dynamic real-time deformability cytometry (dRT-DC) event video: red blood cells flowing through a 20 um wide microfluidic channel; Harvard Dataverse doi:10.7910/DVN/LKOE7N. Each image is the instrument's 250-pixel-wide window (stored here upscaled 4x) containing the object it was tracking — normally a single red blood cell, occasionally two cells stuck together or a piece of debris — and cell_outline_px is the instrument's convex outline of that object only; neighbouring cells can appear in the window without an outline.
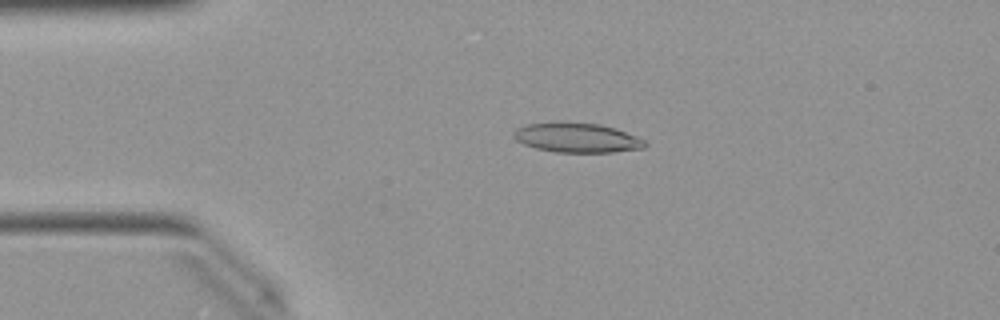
{"species": "Egyptian fruit bat (a non-hibernating species)", "species_latin": "Rousettus aegyptiacus", "temperature_condition": "warm", "stored_images_in_passage": 40, "camera_frame_rate_fps": 3000, "um_per_image_px": 0.085, "animal": {"sex": "female"}, "frame": {"image": 1, "passage_image": 1, "time_ms": 0.0, "image_size_px": [1000, 320], "cell_outline_px": [[648, 144], [644, 148], [612, 152], [556, 152], [536, 148], [524, 144], [516, 140], [512, 136], [512, 132], [516, 128], [524, 124], [552, 120], [564, 120], [600, 124], [616, 128], [636, 136], [644, 140]], "centroid_in_image_um": [48.98, 11.66], "position_along_channel_um": 36.0, "area_um2": 23.35}}
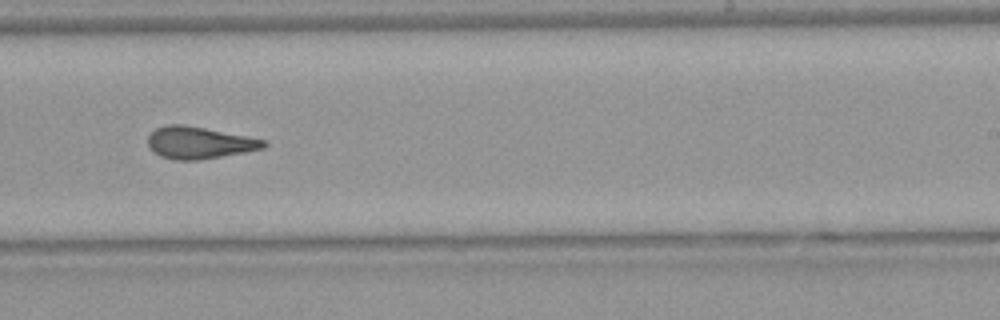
{"frame": {"image": 2, "passage_image": 21, "time_ms": 6.667, "image_size_px": [1000, 320], "cell_outline_px": [[268, 144], [264, 148], [244, 152], [200, 160], [172, 160], [160, 156], [152, 152], [148, 148], [148, 136], [156, 128], [164, 124], [184, 124], [248, 136], [268, 140]], "centroid_in_image_um": [16.91, 12.13], "position_along_channel_um": 272.1, "area_um2": 21.91}}
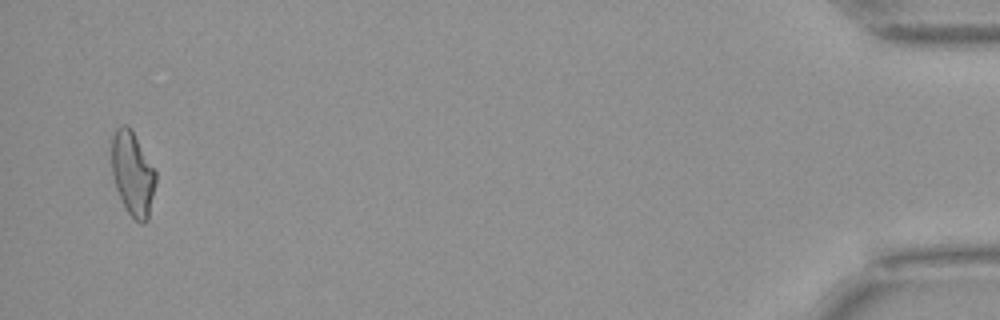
{"frame": {"image": 3, "passage_image": 39, "time_ms": 12.667, "image_size_px": [1000, 320], "cell_outline_px": [[156, 184], [148, 220], [144, 224], [140, 224], [128, 212], [116, 188], [112, 176], [112, 136], [116, 128], [124, 124], [128, 124], [156, 172]], "centroid_in_image_um": [11.28, 14.77], "position_along_channel_um": 423.9, "area_um2": 21.44}, "authors_computed_cell_mechanics": {"area_um2": 21.5594, "velocity_mm_per_s": 4.036, "shape_relaxation_time_tau1_ms": 11.3568, "shape_relaxation_time_tau2_ms": 2.1663, "deformation_change_tau1": 0.2995, "deformation_change_tau2": 0.1063}}